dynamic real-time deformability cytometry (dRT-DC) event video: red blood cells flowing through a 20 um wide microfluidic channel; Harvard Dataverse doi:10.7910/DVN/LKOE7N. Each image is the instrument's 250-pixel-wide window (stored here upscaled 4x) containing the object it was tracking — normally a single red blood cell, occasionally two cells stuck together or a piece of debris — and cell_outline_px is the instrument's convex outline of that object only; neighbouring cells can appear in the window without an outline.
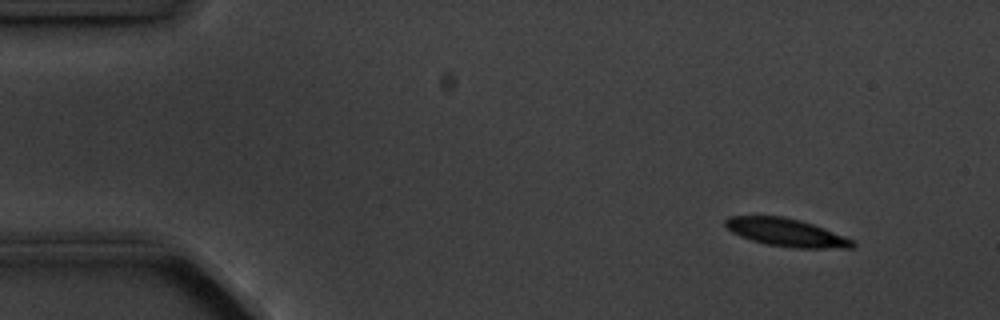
{"species": "common noctule bat (a hibernating species)", "species_latin": "Nyctalus noctula", "temperature_condition": "cold", "stored_images_in_passage": 4, "camera_frame_rate_fps": 3000, "um_per_image_px": 0.085, "animal": {"sex": "male", "body_mass_g": 20.1, "forearm_length_mm": 53.5}, "frame": {"image": 1, "passage_image": 1, "time_ms": 0.0, "image_size_px": [1000, 320], "cell_outline_px": [[856, 244], [852, 248], [796, 248], [764, 244], [740, 236], [732, 232], [724, 224], [724, 220], [728, 216], [784, 216], [800, 220], [824, 228], [844, 236], [852, 240]], "centroid_in_image_um": [66.81, 19.76], "position_along_channel_um": 18.2, "area_um2": 20.63}}
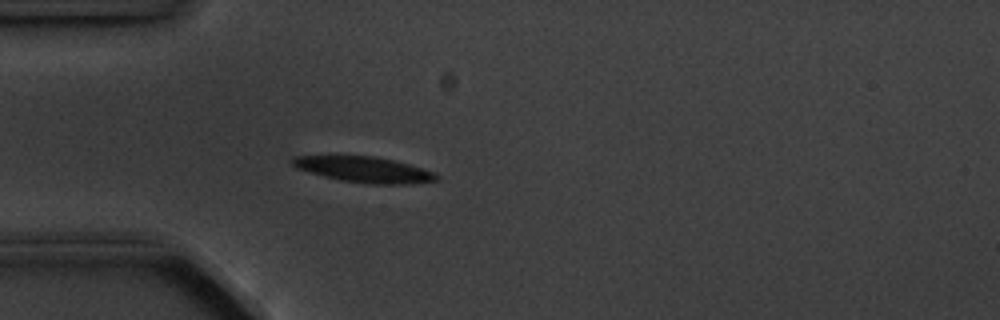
{"frame": {"image": 2, "passage_image": 4, "time_ms": 3.333, "image_size_px": [1000, 320], "cell_outline_px": [[440, 180], [412, 184], [372, 184], [340, 180], [308, 172], [296, 168], [288, 160], [292, 156], [332, 152], [336, 152], [372, 156], [392, 160], [408, 164], [436, 172], [440, 176]], "centroid_in_image_um": [30.82, 14.35], "position_along_channel_um": 54.2, "area_um2": 22.89}}